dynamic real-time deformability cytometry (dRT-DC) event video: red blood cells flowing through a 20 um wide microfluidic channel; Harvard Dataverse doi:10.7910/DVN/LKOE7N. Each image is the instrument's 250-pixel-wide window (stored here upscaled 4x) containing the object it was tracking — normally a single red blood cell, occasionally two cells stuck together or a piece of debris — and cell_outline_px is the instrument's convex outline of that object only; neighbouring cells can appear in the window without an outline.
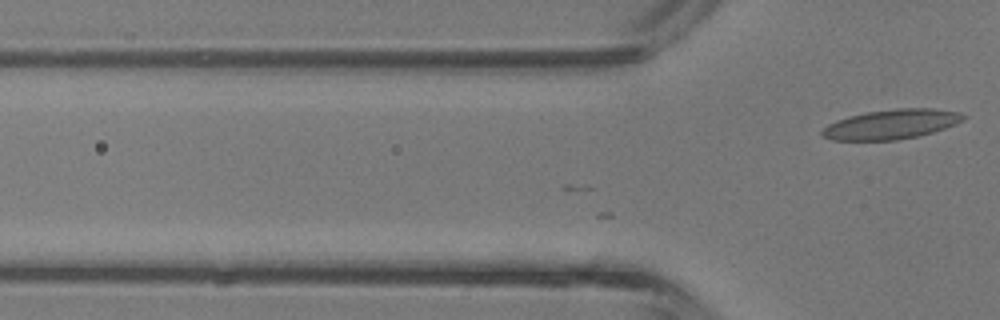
{"species": "common noctule bat (a hibernating species)", "species_latin": "Nyctalus noctula", "temperature_condition": "room temperature", "stored_images_in_passage": 2, "camera_frame_rate_fps": 3000, "um_per_image_px": 0.085, "animal": {"sex": "male", "body_mass_g": 13.3}, "frame": {"image": 1, "passage_image": 2, "time_ms": 0.333, "image_size_px": [1000, 320], "cell_outline_px": [[968, 116], [964, 120], [956, 124], [932, 132], [916, 136], [896, 140], [832, 140], [820, 136], [820, 132], [828, 124], [836, 120], [848, 116], [868, 112], [896, 108], [932, 108], [960, 112]], "centroid_in_image_um": [75.76, 10.56], "position_along_channel_um": 50.0, "area_um2": 24.45}}